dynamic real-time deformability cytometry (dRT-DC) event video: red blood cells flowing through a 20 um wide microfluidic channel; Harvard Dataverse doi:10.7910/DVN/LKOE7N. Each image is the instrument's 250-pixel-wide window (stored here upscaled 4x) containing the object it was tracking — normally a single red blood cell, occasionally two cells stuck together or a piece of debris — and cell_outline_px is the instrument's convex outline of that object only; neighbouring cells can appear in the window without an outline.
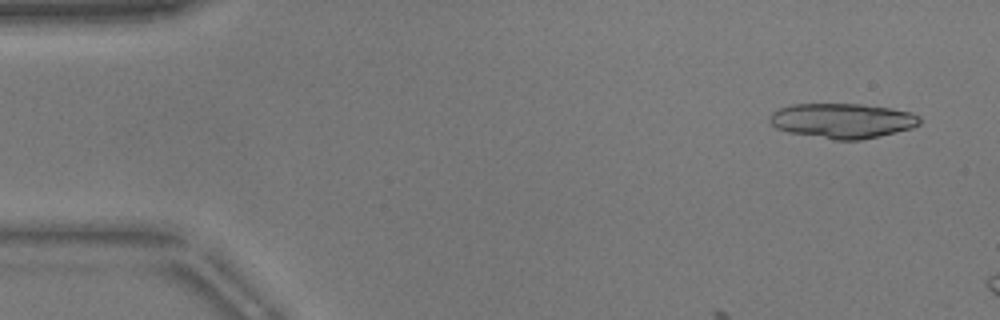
{"species": "common noctule bat (a hibernating species)", "species_latin": "Nyctalus noctula", "temperature_condition": "warm", "stored_images_in_passage": 9, "camera_frame_rate_fps": 3000, "um_per_image_px": 0.085, "animal": {"sex": "male", "body_mass_g": 17.9}, "frame": {"image": 1, "passage_image": 3, "time_ms": 0.667, "image_size_px": [1000, 320], "cell_outline_px": [[920, 124], [912, 128], [860, 140], [836, 140], [788, 132], [776, 128], [768, 120], [768, 116], [772, 112], [780, 108], [792, 104], [860, 104], [888, 108], [912, 112], [920, 116]], "centroid_in_image_um": [71.58, 10.26], "position_along_channel_um": 13.4, "area_um2": 30.46}}